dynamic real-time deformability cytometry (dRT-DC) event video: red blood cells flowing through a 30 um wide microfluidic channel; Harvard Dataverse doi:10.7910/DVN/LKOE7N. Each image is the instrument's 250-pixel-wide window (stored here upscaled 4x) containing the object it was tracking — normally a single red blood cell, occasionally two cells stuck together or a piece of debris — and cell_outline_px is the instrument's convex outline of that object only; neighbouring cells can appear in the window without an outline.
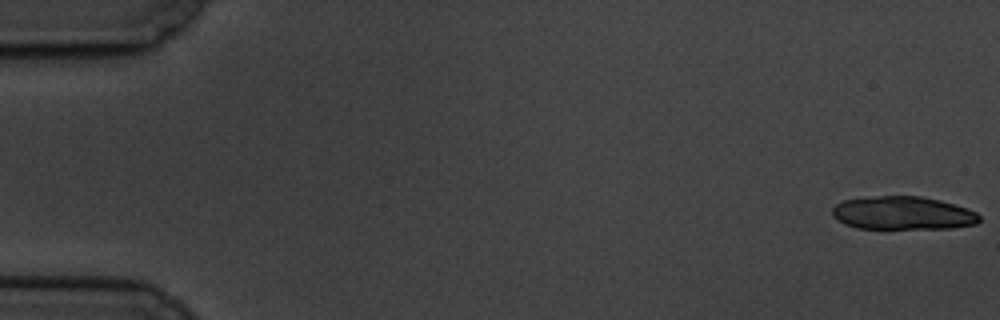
{"species": "common noctule bat (a hibernating species)", "species_latin": "Nyctalus noctula", "temperature_condition": "cold", "stored_images_in_passage": 6, "camera_frame_rate_fps": 3000, "um_per_image_px": 0.085, "animal": {"sex": "male", "body_mass_g": 19.5, "forearm_length_mm": 54.6}, "frame": {"image": 1, "passage_image": 1, "time_ms": 0.0, "image_size_px": [1000, 320], "cell_outline_px": [[980, 220], [976, 224], [952, 228], [856, 228], [844, 224], [832, 216], [832, 208], [836, 204], [844, 200], [864, 196], [920, 196], [940, 200], [968, 208], [976, 212], [980, 216]], "centroid_in_image_um": [76.72, 18.1], "position_along_channel_um": 8.3, "area_um2": 28.67}}